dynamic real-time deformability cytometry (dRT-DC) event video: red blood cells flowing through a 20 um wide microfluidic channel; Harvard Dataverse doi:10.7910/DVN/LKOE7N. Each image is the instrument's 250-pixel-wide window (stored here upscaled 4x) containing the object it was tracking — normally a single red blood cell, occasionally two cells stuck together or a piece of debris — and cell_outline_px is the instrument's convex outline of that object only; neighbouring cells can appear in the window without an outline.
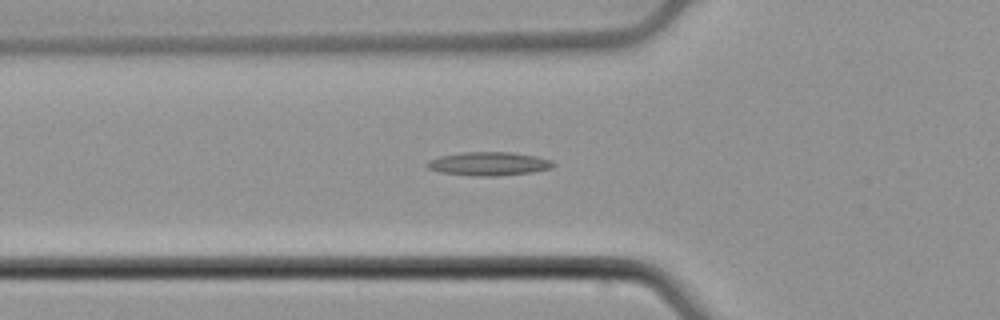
{"species": "common noctule bat (a hibernating species)", "species_latin": "Nyctalus noctula", "temperature_condition": "cold", "stored_images_in_passage": 48, "camera_frame_rate_fps": 3000, "um_per_image_px": 0.085, "animal": {"sex": "male", "body_mass_g": 21.5, "forearm_length_mm": 52.0}, "frame": {"image": 1, "passage_image": 14, "time_ms": 4.333, "image_size_px": [1000, 320], "cell_outline_px": [[556, 164], [552, 168], [532, 172], [492, 176], [472, 176], [440, 172], [428, 168], [424, 164], [428, 160], [440, 156], [460, 152], [512, 152], [536, 156], [552, 160]], "centroid_in_image_um": [41.53, 13.91], "position_along_channel_um": 84.3, "area_um2": 17.46}}
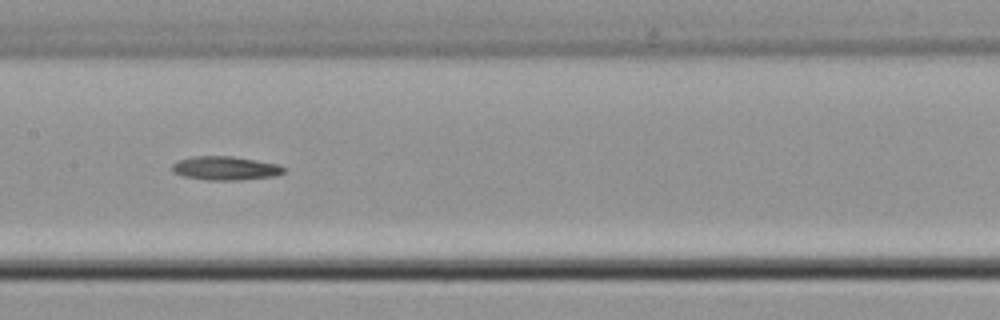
{"frame": {"image": 2, "passage_image": 22, "time_ms": 7.0, "image_size_px": [1000, 320], "cell_outline_px": [[284, 172], [276, 176], [240, 180], [204, 180], [184, 176], [172, 172], [172, 164], [176, 160], [192, 156], [232, 156], [280, 164], [284, 168]], "centroid_in_image_um": [19.13, 14.29], "position_along_channel_um": 188.3, "area_um2": 15.66}}
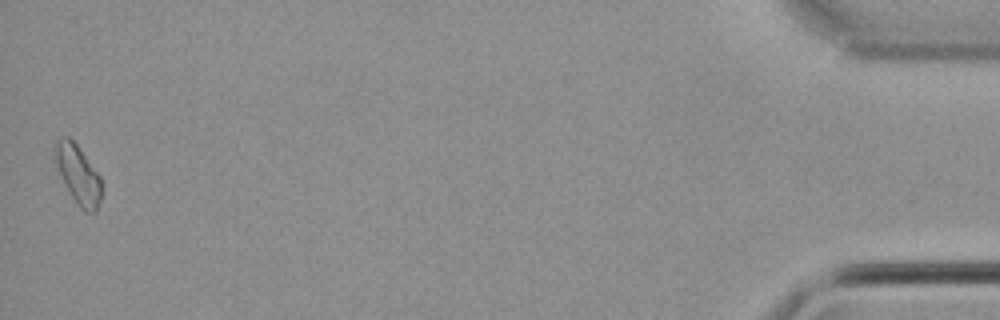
{"frame": {"image": 3, "passage_image": 48, "time_ms": 15.667, "image_size_px": [1000, 320], "cell_outline_px": [[104, 192], [96, 212], [84, 212], [80, 208], [72, 196], [56, 164], [56, 140], [60, 136], [68, 136], [76, 144], [100, 176]], "centroid_in_image_um": [6.7, 14.87], "position_along_channel_um": 428.5, "area_um2": 15.61}, "authors_computed_cell_mechanics": {"area_um2": 15.2592, "velocity_mm_per_s": 3.8866, "shape_relaxation_time_tau1_ms": 5.4587, "shape_relaxation_time_tau2_ms": null, "deformation_change_tau1": 0.1255, "deformation_change_tau2": null}}